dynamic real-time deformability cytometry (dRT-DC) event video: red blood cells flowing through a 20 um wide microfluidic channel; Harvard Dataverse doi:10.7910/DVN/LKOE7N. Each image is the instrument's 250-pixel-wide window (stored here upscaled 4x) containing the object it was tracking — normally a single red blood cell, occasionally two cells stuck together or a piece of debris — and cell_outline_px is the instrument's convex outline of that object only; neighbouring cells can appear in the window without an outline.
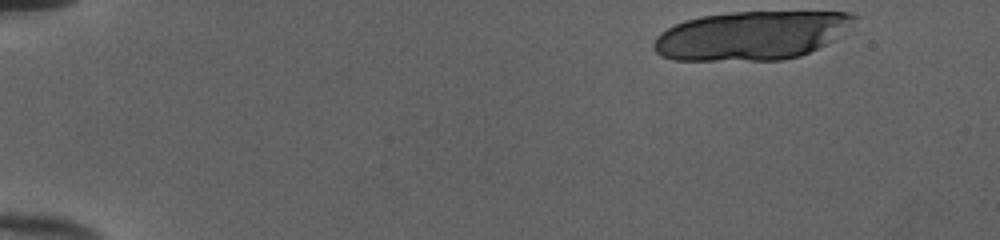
{"species": "human", "species_latin": "Homo sapiens", "temperature_condition": "cold", "stored_images_in_passage": 17, "camera_frame_rate_fps": 3000, "um_per_image_px": 0.085, "donor": {"sex": "female"}, "frame": {"image": 1, "passage_image": 1, "time_ms": 0.0, "image_size_px": [1000, 240], "cell_outline_px": [[856, 16], [832, 40], [800, 56], [780, 60], [672, 60], [660, 56], [652, 48], [652, 44], [656, 36], [660, 32], [684, 20], [700, 16], [732, 12], [848, 12]], "centroid_in_image_um": [63.72, 3.03], "position_along_channel_um": 21.3, "area_um2": 56.36}}